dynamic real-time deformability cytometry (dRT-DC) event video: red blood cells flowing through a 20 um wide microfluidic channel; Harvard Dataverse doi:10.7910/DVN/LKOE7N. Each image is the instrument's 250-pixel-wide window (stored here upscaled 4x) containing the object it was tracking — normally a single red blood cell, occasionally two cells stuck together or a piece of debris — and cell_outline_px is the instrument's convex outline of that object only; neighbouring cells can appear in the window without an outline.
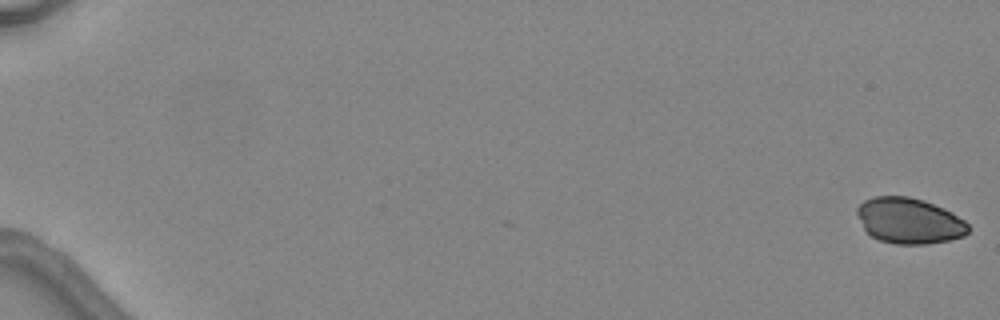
{"species": "common noctule bat (a hibernating species)", "species_latin": "Nyctalus noctula", "temperature_condition": "warm", "stored_images_in_passage": 3, "camera_frame_rate_fps": 3000, "um_per_image_px": 0.085, "animal": {"sex": "female", "body_mass_g": 24.6, "forearm_length_mm": 56.2}, "frame": {"image": 1, "passage_image": 1, "time_ms": 0.0, "image_size_px": [1000, 320], "cell_outline_px": [[968, 232], [964, 236], [948, 240], [924, 244], [896, 244], [880, 240], [872, 236], [864, 228], [856, 212], [856, 208], [864, 200], [876, 196], [908, 196], [924, 200], [944, 208], [952, 212], [964, 220], [968, 224]], "centroid_in_image_um": [77.29, 18.75], "position_along_channel_um": 7.7, "area_um2": 29.54}}